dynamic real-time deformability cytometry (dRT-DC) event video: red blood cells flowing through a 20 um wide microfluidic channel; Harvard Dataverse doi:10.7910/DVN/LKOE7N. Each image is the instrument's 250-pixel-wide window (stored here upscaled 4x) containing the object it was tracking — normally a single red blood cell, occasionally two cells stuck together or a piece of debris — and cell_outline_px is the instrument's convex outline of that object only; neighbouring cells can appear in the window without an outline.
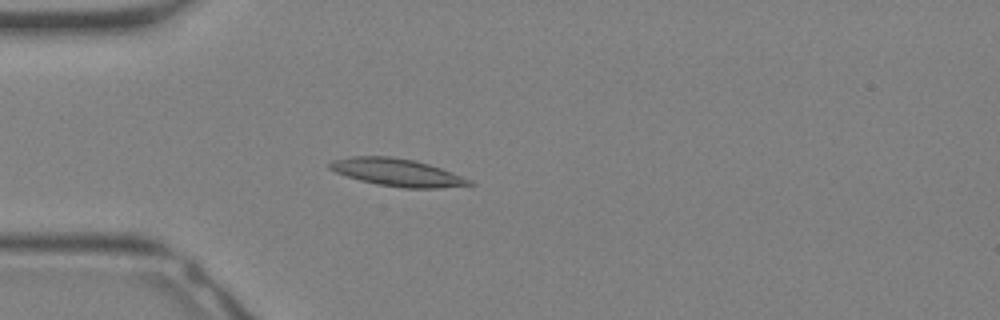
{"species": "Egyptian fruit bat (a non-hibernating species)", "species_latin": "Rousettus aegyptiacus", "temperature_condition": "warm", "stored_images_in_passage": 34, "camera_frame_rate_fps": 3000, "um_per_image_px": 0.085, "animal": {"sex": "female"}, "frame": {"image": 1, "passage_image": 10, "time_ms": 3.0, "image_size_px": [1000, 320], "cell_outline_px": [[476, 184], [440, 188], [404, 188], [376, 184], [360, 180], [336, 172], [328, 168], [328, 164], [332, 160], [352, 156], [388, 156], [416, 160], [452, 172], [472, 180]], "centroid_in_image_um": [33.77, 14.65], "position_along_channel_um": 51.2, "area_um2": 22.37}}
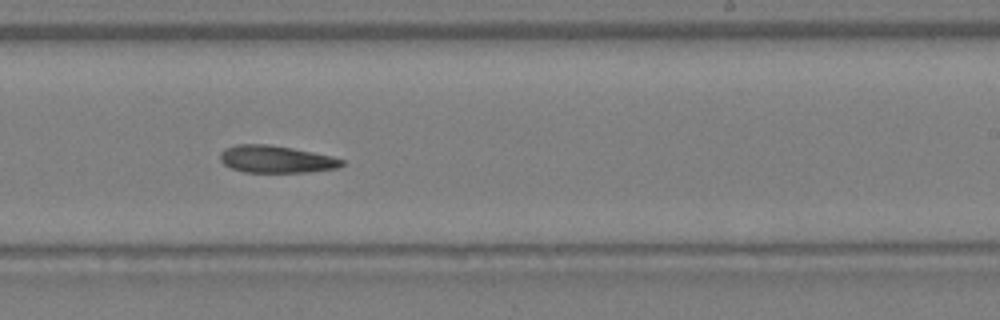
{"frame": {"image": 2, "passage_image": 21, "time_ms": 6.667, "image_size_px": [1000, 320], "cell_outline_px": [[344, 164], [336, 168], [308, 172], [244, 172], [232, 168], [224, 164], [220, 160], [220, 152], [224, 148], [236, 144], [268, 144], [292, 148], [332, 156], [344, 160]], "centroid_in_image_um": [23.44, 13.53], "position_along_channel_um": 265.6, "area_um2": 19.31}}
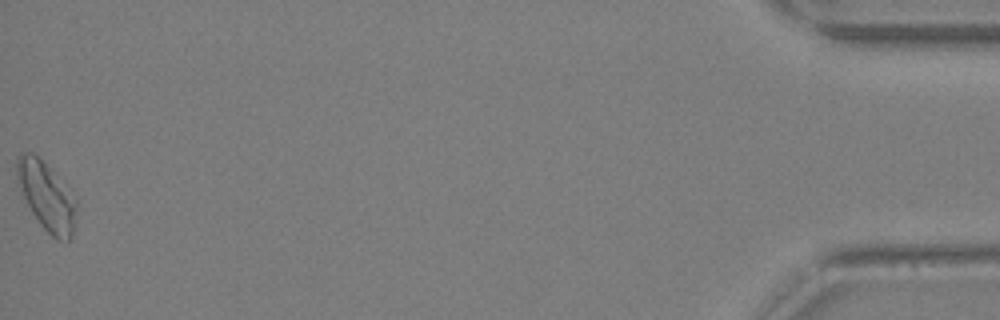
{"frame": {"image": 3, "passage_image": 34, "time_ms": 11.0, "image_size_px": [1000, 320], "cell_outline_px": [[76, 208], [72, 232], [68, 244], [56, 240], [40, 224], [32, 212], [24, 196], [16, 172], [16, 156], [20, 152], [32, 152], [48, 168], [76, 200]], "centroid_in_image_um": [3.94, 16.72], "position_along_channel_um": 431.3, "area_um2": 22.72}}